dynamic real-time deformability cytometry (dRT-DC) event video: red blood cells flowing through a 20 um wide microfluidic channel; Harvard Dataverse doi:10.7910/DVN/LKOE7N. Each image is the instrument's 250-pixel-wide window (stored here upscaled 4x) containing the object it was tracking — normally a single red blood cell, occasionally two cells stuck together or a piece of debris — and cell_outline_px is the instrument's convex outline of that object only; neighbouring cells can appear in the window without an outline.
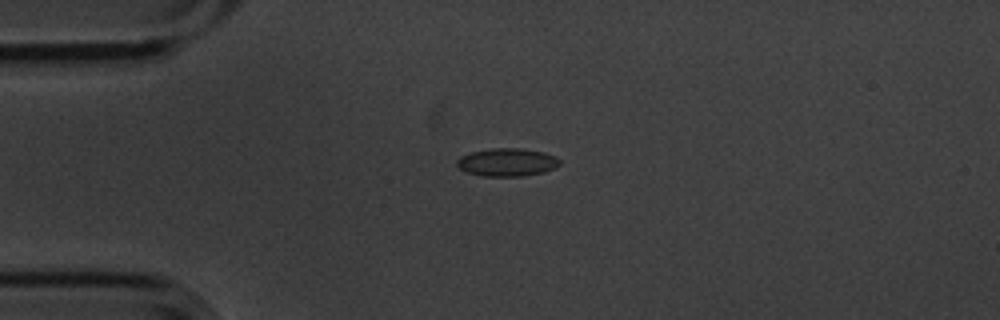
{"species": "common noctule bat (a hibernating species)", "species_latin": "Nyctalus noctula", "temperature_condition": "cold", "stored_images_in_passage": 5, "camera_frame_rate_fps": 3000, "um_per_image_px": 0.085, "animal": {"sex": "male", "body_mass_g": 20.1, "forearm_length_mm": 53.5}, "frame": {"image": 1, "passage_image": 4, "time_ms": 1.0, "image_size_px": [1000, 320], "cell_outline_px": [[560, 164], [544, 172], [520, 176], [480, 176], [468, 172], [460, 168], [456, 164], [456, 160], [460, 156], [472, 152], [492, 148], [520, 148], [544, 152], [556, 156], [560, 160]], "centroid_in_image_um": [43.09, 13.78], "position_along_channel_um": 41.9, "area_um2": 16.7}}